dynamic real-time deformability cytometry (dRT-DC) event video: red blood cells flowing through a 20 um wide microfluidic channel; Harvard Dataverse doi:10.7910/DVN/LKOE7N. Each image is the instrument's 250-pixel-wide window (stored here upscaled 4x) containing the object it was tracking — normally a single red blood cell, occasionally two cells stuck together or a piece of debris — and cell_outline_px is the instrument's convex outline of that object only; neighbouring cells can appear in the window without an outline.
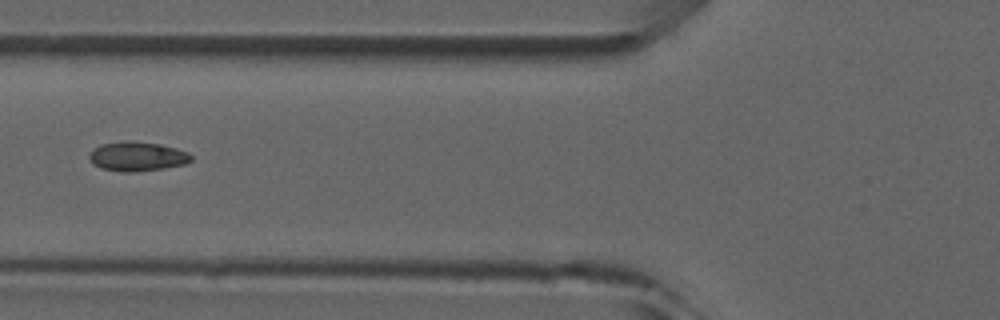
{"species": "common noctule bat (a hibernating species)", "species_latin": "Nyctalus noctula", "temperature_condition": "room temperature", "stored_images_in_passage": 5, "camera_frame_rate_fps": 3000, "um_per_image_px": 0.085, "animal": {"sex": "male", "forearm_length_mm": 52.5}, "frame": {"image": 1, "passage_image": 4, "time_ms": 4.667, "image_size_px": [1000, 320], "cell_outline_px": [[192, 160], [184, 164], [164, 168], [132, 172], [124, 172], [100, 168], [92, 164], [88, 160], [88, 156], [100, 144], [124, 140], [128, 140], [160, 144], [176, 148], [188, 152], [192, 156]], "centroid_in_image_um": [11.64, 13.29], "position_along_channel_um": 114.2, "area_um2": 17.51}}
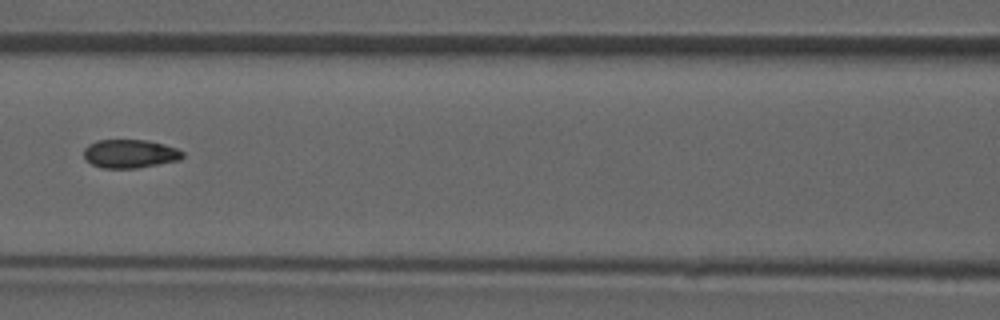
{"frame": {"image": 2, "passage_image": 5, "time_ms": 5.667, "image_size_px": [1000, 320], "cell_outline_px": [[184, 156], [180, 160], [136, 168], [104, 168], [92, 164], [84, 156], [84, 148], [88, 144], [96, 140], [148, 140], [164, 144], [176, 148], [184, 152]], "centroid_in_image_um": [11.06, 13.06], "position_along_channel_um": 155.5, "area_um2": 16.42}}